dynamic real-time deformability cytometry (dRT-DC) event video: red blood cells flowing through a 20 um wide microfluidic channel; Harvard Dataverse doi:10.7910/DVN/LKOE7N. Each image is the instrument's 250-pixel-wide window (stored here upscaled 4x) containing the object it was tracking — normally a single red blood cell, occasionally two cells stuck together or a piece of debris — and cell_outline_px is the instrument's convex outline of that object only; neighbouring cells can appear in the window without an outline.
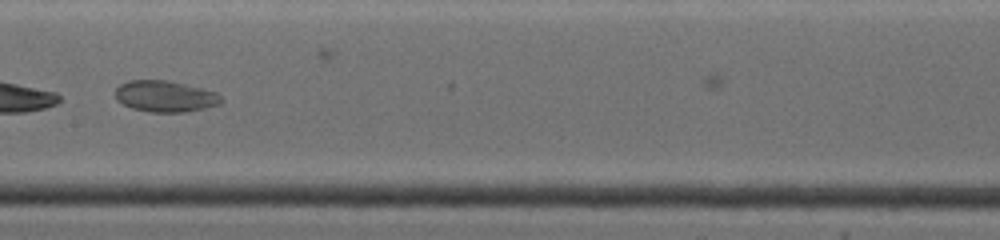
{"species": "common noctule bat (a hibernating species)", "species_latin": "Nyctalus noctula", "temperature_condition": "warm", "stored_images_in_passage": 18, "camera_frame_rate_fps": 4500, "um_per_image_px": 0.085, "animal": {"sex": "female", "body_mass_g": 19.0, "forearm_length_mm": 53.3}, "frame": {"image": 1, "passage_image": 15, "time_ms": 6.222, "image_size_px": [1000, 240], "cell_outline_px": [[224, 100], [220, 104], [204, 108], [184, 112], [148, 112], [132, 108], [116, 100], [116, 88], [120, 84], [128, 80], [168, 80], [216, 92]], "centroid_in_image_um": [14.03, 8.18], "position_along_channel_um": 193.4, "area_um2": 19.25}}